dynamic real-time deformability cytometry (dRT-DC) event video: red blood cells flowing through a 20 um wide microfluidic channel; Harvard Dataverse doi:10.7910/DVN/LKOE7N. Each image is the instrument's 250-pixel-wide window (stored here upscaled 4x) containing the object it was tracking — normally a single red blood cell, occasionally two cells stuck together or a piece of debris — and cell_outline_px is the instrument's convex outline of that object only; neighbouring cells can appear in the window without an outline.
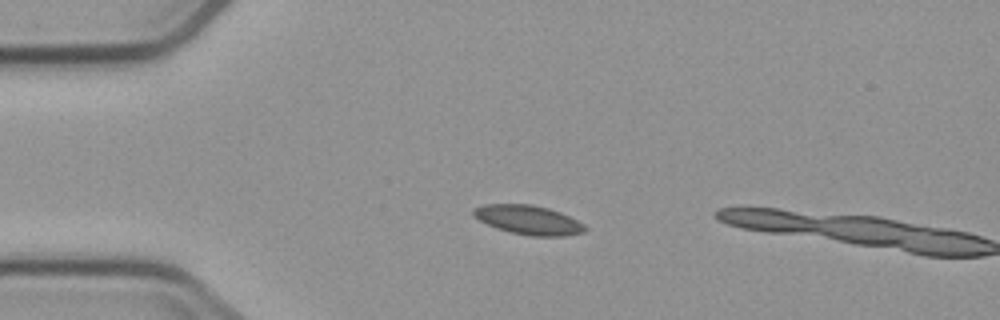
{"species": "common noctule bat (a hibernating species)", "species_latin": "Nyctalus noctula", "temperature_condition": "cold", "stored_images_in_passage": 4, "camera_frame_rate_fps": 3000, "um_per_image_px": 0.085, "animal": {"sex": "male", "body_mass_g": 23.1, "forearm_length_mm": 52.7}, "frame": {"image": 1, "passage_image": 3, "time_ms": 2.333, "image_size_px": [1000, 320], "cell_outline_px": [[588, 228], [584, 232], [564, 236], [532, 236], [508, 232], [496, 228], [472, 216], [472, 212], [476, 208], [484, 204], [532, 204], [548, 208], [560, 212], [584, 224]], "centroid_in_image_um": [44.92, 18.7], "position_along_channel_um": 40.1, "area_um2": 18.96}}